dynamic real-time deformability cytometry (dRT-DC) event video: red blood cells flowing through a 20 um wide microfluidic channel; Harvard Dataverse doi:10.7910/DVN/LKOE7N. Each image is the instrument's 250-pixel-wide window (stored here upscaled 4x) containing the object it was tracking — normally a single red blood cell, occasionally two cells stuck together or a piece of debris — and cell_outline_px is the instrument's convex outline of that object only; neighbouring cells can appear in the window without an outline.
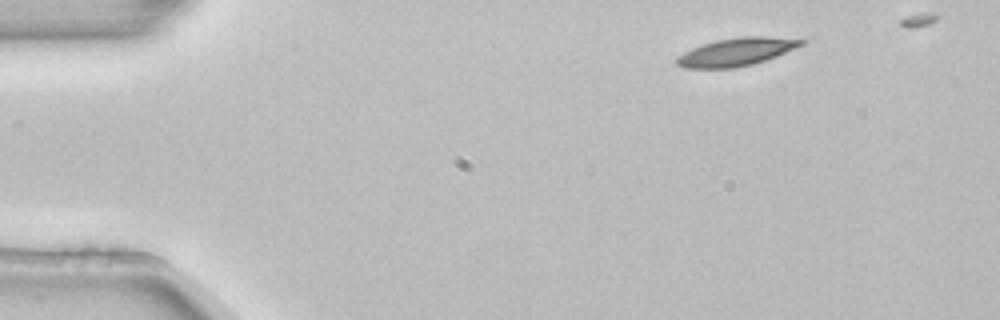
{"species": "common noctule bat (a hibernating species)", "species_latin": "Nyctalus noctula", "temperature_condition": "room temperature", "stored_images_in_passage": 3, "camera_frame_rate_fps": 3000, "um_per_image_px": 0.085, "animal": {"sex": "female", "body_mass_g": 22.7, "forearm_length_mm": 54.2}, "frame": {"image": 1, "passage_image": 1, "time_ms": 0.0, "image_size_px": [1000, 320], "cell_outline_px": [[804, 44], [776, 56], [752, 64], [736, 68], [684, 68], [676, 64], [676, 56], [692, 48], [716, 40], [744, 36], [768, 36], [804, 40]], "centroid_in_image_um": [62.55, 4.41], "position_along_channel_um": 22.4, "area_um2": 20.06}}